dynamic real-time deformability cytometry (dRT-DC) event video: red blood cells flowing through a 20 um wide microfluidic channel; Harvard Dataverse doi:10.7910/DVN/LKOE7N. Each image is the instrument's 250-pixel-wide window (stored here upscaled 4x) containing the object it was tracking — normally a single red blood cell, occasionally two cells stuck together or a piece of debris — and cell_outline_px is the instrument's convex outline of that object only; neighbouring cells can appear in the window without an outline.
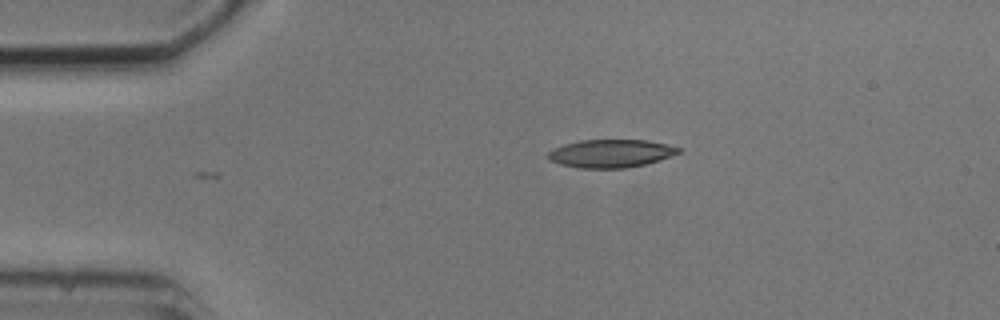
{"species": "common noctule bat (a hibernating species)", "species_latin": "Nyctalus noctula", "temperature_condition": "cold", "stored_images_in_passage": 5, "camera_frame_rate_fps": 3000, "um_per_image_px": 0.085, "animal": {"sex": "male", "body_mass_g": 20.5, "forearm_length_mm": 52.5}, "frame": {"image": 1, "passage_image": 1, "time_ms": 0.0, "image_size_px": [1000, 320], "cell_outline_px": [[680, 152], [672, 156], [660, 160], [628, 168], [580, 168], [560, 164], [548, 160], [548, 152], [552, 148], [564, 144], [580, 140], [648, 140], [680, 148]], "centroid_in_image_um": [51.89, 13.04], "position_along_channel_um": 33.1, "area_um2": 21.33}}
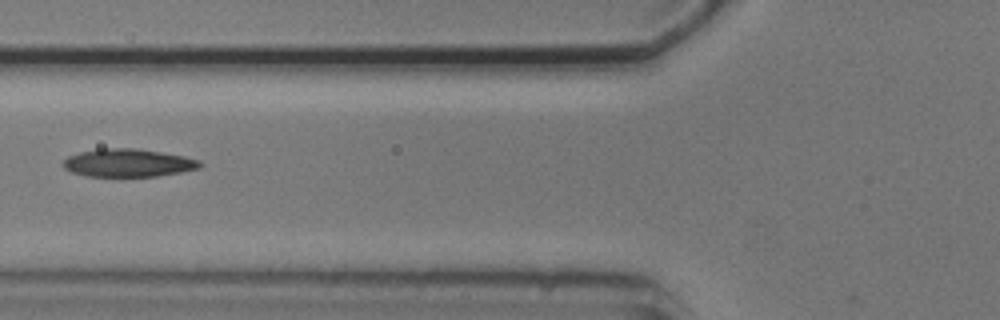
{"frame": {"image": 2, "passage_image": 4, "time_ms": 3.333, "image_size_px": [1000, 320], "cell_outline_px": [[204, 164], [200, 168], [180, 172], [156, 176], [88, 176], [72, 172], [64, 168], [64, 160], [68, 156], [80, 152], [100, 148], [136, 148], [184, 156], [200, 160]], "centroid_in_image_um": [10.92, 13.84], "position_along_channel_um": 114.9, "area_um2": 22.2}}
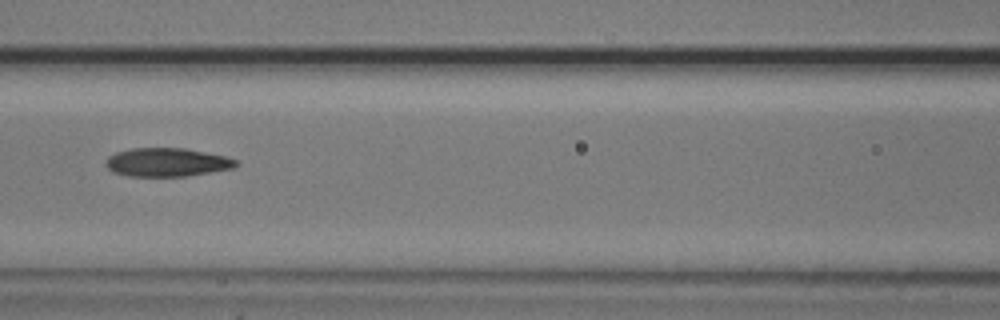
{"frame": {"image": 3, "passage_image": 5, "time_ms": 4.333, "image_size_px": [1000, 320], "cell_outline_px": [[240, 164], [232, 168], [188, 176], [128, 176], [112, 172], [104, 164], [108, 156], [116, 152], [132, 148], [184, 148], [224, 156], [236, 160]], "centroid_in_image_um": [14.15, 13.79], "position_along_channel_um": 152.4, "area_um2": 21.62}}